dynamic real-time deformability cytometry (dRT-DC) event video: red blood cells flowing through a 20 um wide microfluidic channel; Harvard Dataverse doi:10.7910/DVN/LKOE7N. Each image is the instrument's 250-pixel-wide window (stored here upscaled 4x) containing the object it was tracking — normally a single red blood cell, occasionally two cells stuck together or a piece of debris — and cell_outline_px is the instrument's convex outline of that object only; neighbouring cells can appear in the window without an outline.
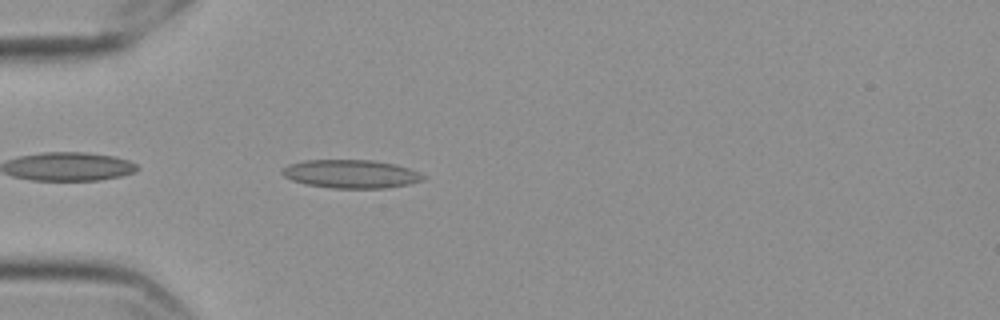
{"species": "Egyptian fruit bat (a non-hibernating species)", "species_latin": "Rousettus aegyptiacus", "temperature_condition": "cold", "stored_images_in_passage": 43, "camera_frame_rate_fps": 3000, "um_per_image_px": 0.085, "frame": {"image": 1, "passage_image": 3, "time_ms": 0.667, "image_size_px": [1000, 320], "cell_outline_px": [[424, 180], [408, 184], [388, 188], [332, 188], [304, 184], [292, 180], [284, 176], [280, 172], [288, 164], [304, 160], [372, 160], [396, 164], [408, 168], [424, 176]], "centroid_in_image_um": [29.8, 14.78], "position_along_channel_um": 55.2, "area_um2": 23.29}}
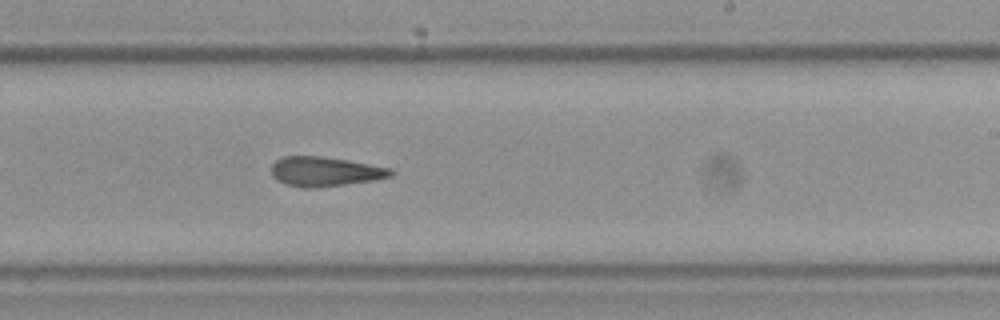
{"frame": {"image": 2, "passage_image": 21, "time_ms": 6.667, "image_size_px": [1000, 320], "cell_outline_px": [[396, 172], [392, 176], [376, 180], [316, 188], [304, 188], [284, 184], [276, 180], [272, 176], [272, 164], [276, 160], [284, 156], [320, 156], [348, 160], [392, 168]], "centroid_in_image_um": [27.65, 14.59], "position_along_channel_um": 261.4, "area_um2": 20.81}}
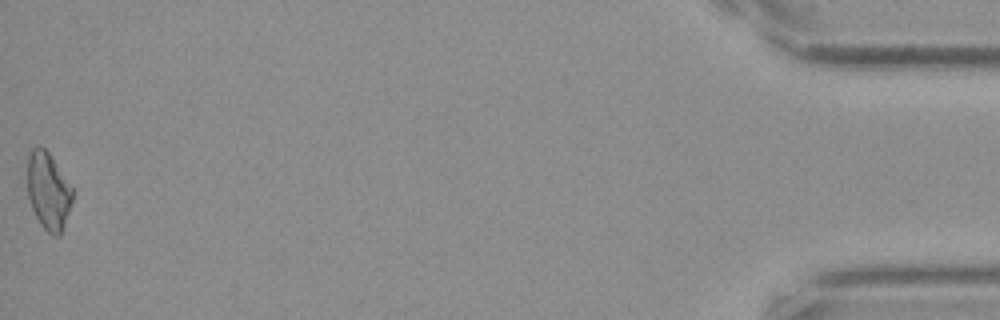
{"frame": {"image": 3, "passage_image": 43, "time_ms": 14.0, "image_size_px": [1000, 320], "cell_outline_px": [[72, 200], [60, 236], [52, 236], [40, 224], [32, 208], [28, 196], [28, 152], [32, 148], [40, 144], [48, 152], [72, 188]], "centroid_in_image_um": [4.08, 16.23], "position_along_channel_um": 431.1, "area_um2": 20.0}, "authors_computed_cell_mechanics": {"area_um2": 20.5768, "velocity_mm_per_s": 3.5773, "shape_relaxation_time_tau1_ms": 7.9411, "shape_relaxation_time_tau2_ms": 6.0419, "deformation_change_tau1": 0.1872, "deformation_change_tau2": 0.185}}